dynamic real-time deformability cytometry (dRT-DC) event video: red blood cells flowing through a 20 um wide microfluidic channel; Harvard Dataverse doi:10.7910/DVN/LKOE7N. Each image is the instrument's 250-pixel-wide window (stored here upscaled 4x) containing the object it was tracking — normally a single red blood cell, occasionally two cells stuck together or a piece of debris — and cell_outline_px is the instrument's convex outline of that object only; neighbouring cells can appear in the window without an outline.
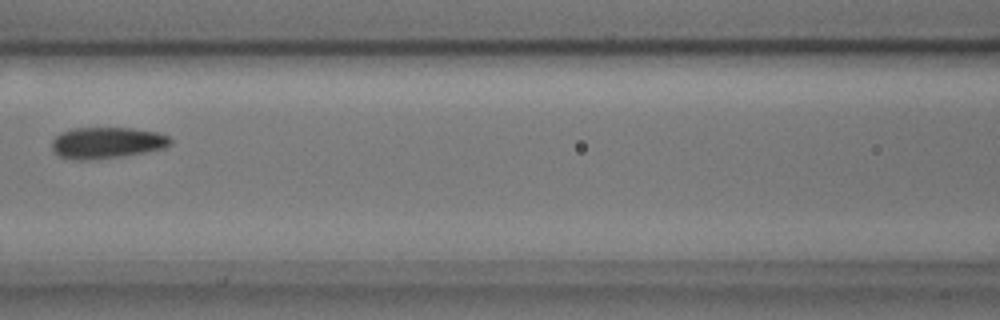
{"species": "common noctule bat (a hibernating species)", "species_latin": "Nyctalus noctula", "temperature_condition": "cold", "stored_images_in_passage": 4, "camera_frame_rate_fps": 3000, "um_per_image_px": 0.085, "animal": {"sex": "male", "body_mass_g": 17.9, "forearm_length_mm": 54.2}, "frame": {"image": 1, "passage_image": 4, "time_ms": 1.0, "image_size_px": [1000, 320], "cell_outline_px": [[172, 144], [164, 148], [144, 152], [120, 156], [88, 160], [72, 160], [56, 156], [52, 148], [52, 140], [60, 132], [72, 128], [132, 128], [160, 132], [168, 136], [172, 140]], "centroid_in_image_um": [9.06, 12.13], "position_along_channel_um": 157.5, "area_um2": 21.85}}